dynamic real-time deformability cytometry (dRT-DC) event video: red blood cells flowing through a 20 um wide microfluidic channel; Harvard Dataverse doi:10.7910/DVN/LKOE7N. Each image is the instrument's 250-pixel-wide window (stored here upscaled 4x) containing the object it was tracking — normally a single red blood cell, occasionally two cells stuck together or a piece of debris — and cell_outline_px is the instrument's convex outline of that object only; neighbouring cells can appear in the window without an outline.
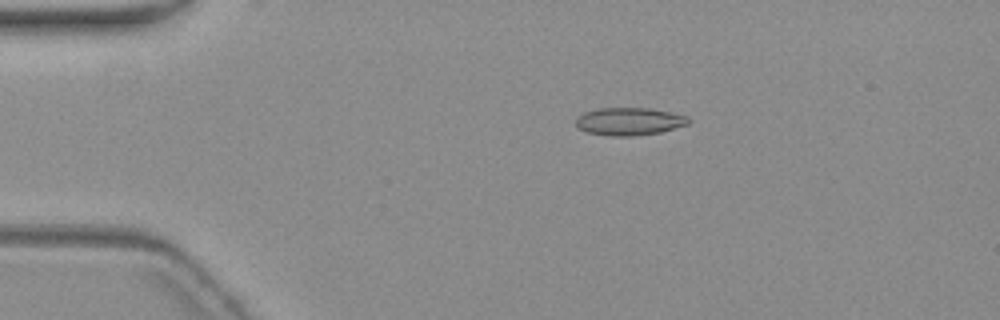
{"species": "common noctule bat (a hibernating species)", "species_latin": "Nyctalus noctula", "temperature_condition": "warm", "stored_images_in_passage": 4, "camera_frame_rate_fps": 3000, "um_per_image_px": 0.085, "animal": {"sex": "female", "body_mass_g": 19.3, "forearm_length_mm": 54.1}, "frame": {"image": 1, "passage_image": 3, "time_ms": 3.0, "image_size_px": [1000, 320], "cell_outline_px": [[692, 120], [688, 124], [660, 132], [632, 136], [608, 136], [588, 132], [580, 128], [576, 124], [576, 116], [584, 112], [596, 108], [648, 108], [672, 112], [688, 116]], "centroid_in_image_um": [53.49, 10.31], "position_along_channel_um": 31.5, "area_um2": 18.26}}